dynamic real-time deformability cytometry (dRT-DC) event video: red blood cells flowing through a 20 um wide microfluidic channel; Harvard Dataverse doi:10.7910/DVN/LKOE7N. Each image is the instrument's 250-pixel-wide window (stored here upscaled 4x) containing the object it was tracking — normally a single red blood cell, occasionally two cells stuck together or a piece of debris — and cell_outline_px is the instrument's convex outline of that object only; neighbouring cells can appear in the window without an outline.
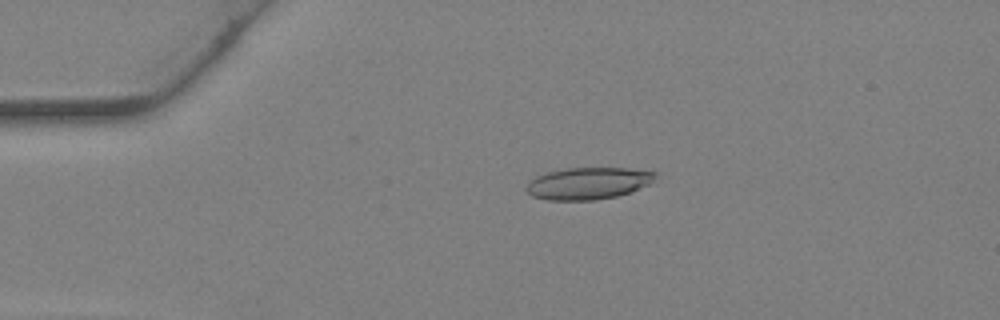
{"species": "Egyptian fruit bat (a non-hibernating species)", "species_latin": "Rousettus aegyptiacus", "temperature_condition": "warm", "stored_images_in_passage": 39, "camera_frame_rate_fps": 3000, "um_per_image_px": 0.085, "animal": {"sex": "female"}, "frame": {"image": 1, "passage_image": 9, "time_ms": 2.667, "image_size_px": [1000, 320], "cell_outline_px": [[656, 176], [648, 184], [628, 192], [616, 196], [596, 200], [548, 200], [532, 196], [524, 188], [528, 180], [536, 176], [548, 172], [568, 168], [624, 168], [656, 172]], "centroid_in_image_um": [49.92, 15.58], "position_along_channel_um": 35.1, "area_um2": 23.81}}
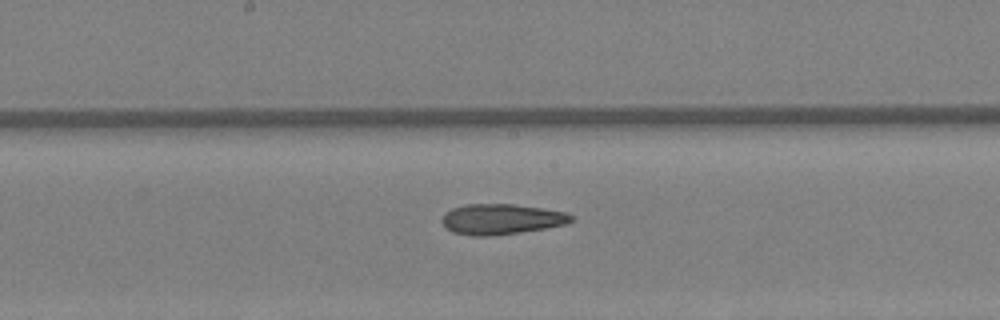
{"frame": {"image": 2, "passage_image": 21, "time_ms": 6.667, "image_size_px": [1000, 320], "cell_outline_px": [[572, 220], [568, 224], [520, 232], [488, 236], [472, 236], [452, 232], [440, 220], [444, 212], [452, 208], [464, 204], [512, 204], [540, 208], [564, 212], [572, 216]], "centroid_in_image_um": [42.56, 18.63], "position_along_channel_um": 205.6, "area_um2": 22.83}}
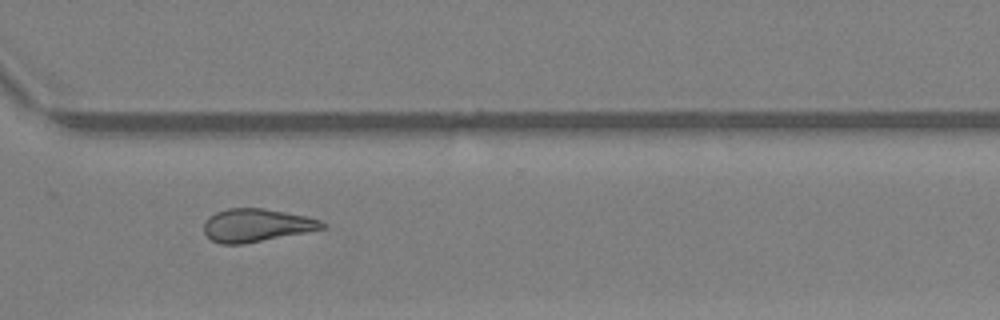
{"frame": {"image": 3, "passage_image": 29, "time_ms": 9.333, "image_size_px": [1000, 320], "cell_outline_px": [[328, 224], [324, 228], [308, 232], [240, 244], [220, 244], [212, 240], [204, 232], [204, 224], [216, 212], [228, 208], [264, 208], [308, 216], [320, 220]], "centroid_in_image_um": [21.85, 19.14], "position_along_channel_um": 348.8, "area_um2": 22.6}}